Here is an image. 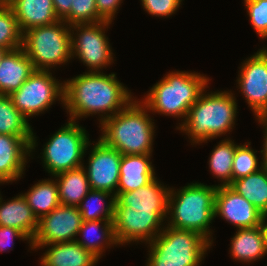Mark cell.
I'll return each instance as SVG.
<instances>
[{
	"instance_id": "cell-1",
	"label": "cell",
	"mask_w": 267,
	"mask_h": 266,
	"mask_svg": "<svg viewBox=\"0 0 267 266\" xmlns=\"http://www.w3.org/2000/svg\"><path fill=\"white\" fill-rule=\"evenodd\" d=\"M115 73L85 72L64 81V107L71 121L99 115V124L124 109L133 99L131 91ZM106 115V116H105Z\"/></svg>"
},
{
	"instance_id": "cell-2",
	"label": "cell",
	"mask_w": 267,
	"mask_h": 266,
	"mask_svg": "<svg viewBox=\"0 0 267 266\" xmlns=\"http://www.w3.org/2000/svg\"><path fill=\"white\" fill-rule=\"evenodd\" d=\"M237 102L231 91L207 92L204 90L188 110L185 121L176 126L186 134L192 145L207 143L235 127Z\"/></svg>"
},
{
	"instance_id": "cell-3",
	"label": "cell",
	"mask_w": 267,
	"mask_h": 266,
	"mask_svg": "<svg viewBox=\"0 0 267 266\" xmlns=\"http://www.w3.org/2000/svg\"><path fill=\"white\" fill-rule=\"evenodd\" d=\"M148 112L141 101L133 99L124 109L99 124L102 131L99 139L122 155L152 154L155 122Z\"/></svg>"
},
{
	"instance_id": "cell-4",
	"label": "cell",
	"mask_w": 267,
	"mask_h": 266,
	"mask_svg": "<svg viewBox=\"0 0 267 266\" xmlns=\"http://www.w3.org/2000/svg\"><path fill=\"white\" fill-rule=\"evenodd\" d=\"M216 191L217 185L201 182L188 183L177 192L170 188L165 225L198 232L213 244V230L209 226L215 219Z\"/></svg>"
},
{
	"instance_id": "cell-5",
	"label": "cell",
	"mask_w": 267,
	"mask_h": 266,
	"mask_svg": "<svg viewBox=\"0 0 267 266\" xmlns=\"http://www.w3.org/2000/svg\"><path fill=\"white\" fill-rule=\"evenodd\" d=\"M210 79L203 74L188 71H171L154 84L140 101L150 113L183 118L208 87Z\"/></svg>"
},
{
	"instance_id": "cell-6",
	"label": "cell",
	"mask_w": 267,
	"mask_h": 266,
	"mask_svg": "<svg viewBox=\"0 0 267 266\" xmlns=\"http://www.w3.org/2000/svg\"><path fill=\"white\" fill-rule=\"evenodd\" d=\"M211 246L198 232L167 225L148 243L146 266H199Z\"/></svg>"
},
{
	"instance_id": "cell-7",
	"label": "cell",
	"mask_w": 267,
	"mask_h": 266,
	"mask_svg": "<svg viewBox=\"0 0 267 266\" xmlns=\"http://www.w3.org/2000/svg\"><path fill=\"white\" fill-rule=\"evenodd\" d=\"M22 48L35 70L51 71L72 59L71 30L64 20L23 33Z\"/></svg>"
},
{
	"instance_id": "cell-8",
	"label": "cell",
	"mask_w": 267,
	"mask_h": 266,
	"mask_svg": "<svg viewBox=\"0 0 267 266\" xmlns=\"http://www.w3.org/2000/svg\"><path fill=\"white\" fill-rule=\"evenodd\" d=\"M83 126L78 121L63 125L43 146L41 156L44 168L53 176L82 167L85 153L92 143Z\"/></svg>"
},
{
	"instance_id": "cell-9",
	"label": "cell",
	"mask_w": 267,
	"mask_h": 266,
	"mask_svg": "<svg viewBox=\"0 0 267 266\" xmlns=\"http://www.w3.org/2000/svg\"><path fill=\"white\" fill-rule=\"evenodd\" d=\"M111 23L104 20L70 26L72 59L78 57L86 64L88 72H101L114 63L112 47L105 34Z\"/></svg>"
},
{
	"instance_id": "cell-10",
	"label": "cell",
	"mask_w": 267,
	"mask_h": 266,
	"mask_svg": "<svg viewBox=\"0 0 267 266\" xmlns=\"http://www.w3.org/2000/svg\"><path fill=\"white\" fill-rule=\"evenodd\" d=\"M9 96L17 110L28 119L47 111L55 100L64 104V82H59L50 71L35 70Z\"/></svg>"
},
{
	"instance_id": "cell-11",
	"label": "cell",
	"mask_w": 267,
	"mask_h": 266,
	"mask_svg": "<svg viewBox=\"0 0 267 266\" xmlns=\"http://www.w3.org/2000/svg\"><path fill=\"white\" fill-rule=\"evenodd\" d=\"M166 218L167 212H141L131 211L129 207H115L113 227L118 246L133 242L148 244L162 232Z\"/></svg>"
},
{
	"instance_id": "cell-12",
	"label": "cell",
	"mask_w": 267,
	"mask_h": 266,
	"mask_svg": "<svg viewBox=\"0 0 267 266\" xmlns=\"http://www.w3.org/2000/svg\"><path fill=\"white\" fill-rule=\"evenodd\" d=\"M237 84L255 117L267 114V47L246 58L239 67Z\"/></svg>"
},
{
	"instance_id": "cell-13",
	"label": "cell",
	"mask_w": 267,
	"mask_h": 266,
	"mask_svg": "<svg viewBox=\"0 0 267 266\" xmlns=\"http://www.w3.org/2000/svg\"><path fill=\"white\" fill-rule=\"evenodd\" d=\"M82 222L78 207L60 204L38 220V228L31 241L32 250L41 245L75 241Z\"/></svg>"
},
{
	"instance_id": "cell-14",
	"label": "cell",
	"mask_w": 267,
	"mask_h": 266,
	"mask_svg": "<svg viewBox=\"0 0 267 266\" xmlns=\"http://www.w3.org/2000/svg\"><path fill=\"white\" fill-rule=\"evenodd\" d=\"M98 141V142H97ZM90 150L86 171L92 190L117 193L120 179V162L122 154L98 139Z\"/></svg>"
},
{
	"instance_id": "cell-15",
	"label": "cell",
	"mask_w": 267,
	"mask_h": 266,
	"mask_svg": "<svg viewBox=\"0 0 267 266\" xmlns=\"http://www.w3.org/2000/svg\"><path fill=\"white\" fill-rule=\"evenodd\" d=\"M222 217L236 229L260 226L264 214L246 198L228 186H217L215 218Z\"/></svg>"
},
{
	"instance_id": "cell-16",
	"label": "cell",
	"mask_w": 267,
	"mask_h": 266,
	"mask_svg": "<svg viewBox=\"0 0 267 266\" xmlns=\"http://www.w3.org/2000/svg\"><path fill=\"white\" fill-rule=\"evenodd\" d=\"M170 187L157 177L143 187L130 192H117L115 207H129L131 211L167 212Z\"/></svg>"
},
{
	"instance_id": "cell-17",
	"label": "cell",
	"mask_w": 267,
	"mask_h": 266,
	"mask_svg": "<svg viewBox=\"0 0 267 266\" xmlns=\"http://www.w3.org/2000/svg\"><path fill=\"white\" fill-rule=\"evenodd\" d=\"M30 156V145L23 138L0 134V180L7 184L22 178Z\"/></svg>"
},
{
	"instance_id": "cell-18",
	"label": "cell",
	"mask_w": 267,
	"mask_h": 266,
	"mask_svg": "<svg viewBox=\"0 0 267 266\" xmlns=\"http://www.w3.org/2000/svg\"><path fill=\"white\" fill-rule=\"evenodd\" d=\"M5 3L13 10L22 34L59 21L52 0H6Z\"/></svg>"
},
{
	"instance_id": "cell-19",
	"label": "cell",
	"mask_w": 267,
	"mask_h": 266,
	"mask_svg": "<svg viewBox=\"0 0 267 266\" xmlns=\"http://www.w3.org/2000/svg\"><path fill=\"white\" fill-rule=\"evenodd\" d=\"M35 71L22 47L7 51L0 61V94L11 95Z\"/></svg>"
},
{
	"instance_id": "cell-20",
	"label": "cell",
	"mask_w": 267,
	"mask_h": 266,
	"mask_svg": "<svg viewBox=\"0 0 267 266\" xmlns=\"http://www.w3.org/2000/svg\"><path fill=\"white\" fill-rule=\"evenodd\" d=\"M152 154L122 155L117 192H130L143 187L156 178Z\"/></svg>"
},
{
	"instance_id": "cell-21",
	"label": "cell",
	"mask_w": 267,
	"mask_h": 266,
	"mask_svg": "<svg viewBox=\"0 0 267 266\" xmlns=\"http://www.w3.org/2000/svg\"><path fill=\"white\" fill-rule=\"evenodd\" d=\"M40 261L45 266H96L99 259L76 241L41 245L45 249Z\"/></svg>"
},
{
	"instance_id": "cell-22",
	"label": "cell",
	"mask_w": 267,
	"mask_h": 266,
	"mask_svg": "<svg viewBox=\"0 0 267 266\" xmlns=\"http://www.w3.org/2000/svg\"><path fill=\"white\" fill-rule=\"evenodd\" d=\"M0 226L14 227L32 241L38 228V219L22 193L7 202L0 195Z\"/></svg>"
},
{
	"instance_id": "cell-23",
	"label": "cell",
	"mask_w": 267,
	"mask_h": 266,
	"mask_svg": "<svg viewBox=\"0 0 267 266\" xmlns=\"http://www.w3.org/2000/svg\"><path fill=\"white\" fill-rule=\"evenodd\" d=\"M230 256L235 261L251 263L267 255L262 226L237 229L231 238Z\"/></svg>"
},
{
	"instance_id": "cell-24",
	"label": "cell",
	"mask_w": 267,
	"mask_h": 266,
	"mask_svg": "<svg viewBox=\"0 0 267 266\" xmlns=\"http://www.w3.org/2000/svg\"><path fill=\"white\" fill-rule=\"evenodd\" d=\"M0 134L23 138L30 145V155L38 145L29 119L17 110L9 95L3 94H0Z\"/></svg>"
},
{
	"instance_id": "cell-25",
	"label": "cell",
	"mask_w": 267,
	"mask_h": 266,
	"mask_svg": "<svg viewBox=\"0 0 267 266\" xmlns=\"http://www.w3.org/2000/svg\"><path fill=\"white\" fill-rule=\"evenodd\" d=\"M80 234L84 239L76 238L75 241L98 259L103 256L105 248L118 245L114 235L113 220L83 221L78 232V235ZM93 234L97 238H92Z\"/></svg>"
},
{
	"instance_id": "cell-26",
	"label": "cell",
	"mask_w": 267,
	"mask_h": 266,
	"mask_svg": "<svg viewBox=\"0 0 267 266\" xmlns=\"http://www.w3.org/2000/svg\"><path fill=\"white\" fill-rule=\"evenodd\" d=\"M58 185L61 205L78 207L91 190L85 169L82 167L53 176Z\"/></svg>"
},
{
	"instance_id": "cell-27",
	"label": "cell",
	"mask_w": 267,
	"mask_h": 266,
	"mask_svg": "<svg viewBox=\"0 0 267 266\" xmlns=\"http://www.w3.org/2000/svg\"><path fill=\"white\" fill-rule=\"evenodd\" d=\"M229 186L267 215V166L234 180Z\"/></svg>"
},
{
	"instance_id": "cell-28",
	"label": "cell",
	"mask_w": 267,
	"mask_h": 266,
	"mask_svg": "<svg viewBox=\"0 0 267 266\" xmlns=\"http://www.w3.org/2000/svg\"><path fill=\"white\" fill-rule=\"evenodd\" d=\"M22 195L38 220L60 205L58 185L54 177L39 180Z\"/></svg>"
},
{
	"instance_id": "cell-29",
	"label": "cell",
	"mask_w": 267,
	"mask_h": 266,
	"mask_svg": "<svg viewBox=\"0 0 267 266\" xmlns=\"http://www.w3.org/2000/svg\"><path fill=\"white\" fill-rule=\"evenodd\" d=\"M78 209L82 215L83 221L113 220L115 210V195L109 192L91 189L82 199Z\"/></svg>"
},
{
	"instance_id": "cell-30",
	"label": "cell",
	"mask_w": 267,
	"mask_h": 266,
	"mask_svg": "<svg viewBox=\"0 0 267 266\" xmlns=\"http://www.w3.org/2000/svg\"><path fill=\"white\" fill-rule=\"evenodd\" d=\"M235 143L234 140L225 138L210 154L208 161L210 171L221 182L217 186H228L232 183V163L237 147Z\"/></svg>"
},
{
	"instance_id": "cell-31",
	"label": "cell",
	"mask_w": 267,
	"mask_h": 266,
	"mask_svg": "<svg viewBox=\"0 0 267 266\" xmlns=\"http://www.w3.org/2000/svg\"><path fill=\"white\" fill-rule=\"evenodd\" d=\"M22 36L13 10L2 2L0 4V48L10 51L22 47Z\"/></svg>"
},
{
	"instance_id": "cell-32",
	"label": "cell",
	"mask_w": 267,
	"mask_h": 266,
	"mask_svg": "<svg viewBox=\"0 0 267 266\" xmlns=\"http://www.w3.org/2000/svg\"><path fill=\"white\" fill-rule=\"evenodd\" d=\"M251 142L239 144L234 153V160L232 163V182L236 179L245 177L254 172H257L264 167L262 161L258 162L257 153L252 147Z\"/></svg>"
},
{
	"instance_id": "cell-33",
	"label": "cell",
	"mask_w": 267,
	"mask_h": 266,
	"mask_svg": "<svg viewBox=\"0 0 267 266\" xmlns=\"http://www.w3.org/2000/svg\"><path fill=\"white\" fill-rule=\"evenodd\" d=\"M63 20L70 26L104 21L97 12L96 0H72L71 11Z\"/></svg>"
},
{
	"instance_id": "cell-34",
	"label": "cell",
	"mask_w": 267,
	"mask_h": 266,
	"mask_svg": "<svg viewBox=\"0 0 267 266\" xmlns=\"http://www.w3.org/2000/svg\"><path fill=\"white\" fill-rule=\"evenodd\" d=\"M247 15L256 34L267 39V0H243Z\"/></svg>"
},
{
	"instance_id": "cell-35",
	"label": "cell",
	"mask_w": 267,
	"mask_h": 266,
	"mask_svg": "<svg viewBox=\"0 0 267 266\" xmlns=\"http://www.w3.org/2000/svg\"><path fill=\"white\" fill-rule=\"evenodd\" d=\"M143 9L151 16L169 17L179 10L183 0H140Z\"/></svg>"
},
{
	"instance_id": "cell-36",
	"label": "cell",
	"mask_w": 267,
	"mask_h": 266,
	"mask_svg": "<svg viewBox=\"0 0 267 266\" xmlns=\"http://www.w3.org/2000/svg\"><path fill=\"white\" fill-rule=\"evenodd\" d=\"M14 238L28 241L32 250L31 240L22 231L14 227L0 226V252H6L7 249L9 250L11 246H14Z\"/></svg>"
},
{
	"instance_id": "cell-37",
	"label": "cell",
	"mask_w": 267,
	"mask_h": 266,
	"mask_svg": "<svg viewBox=\"0 0 267 266\" xmlns=\"http://www.w3.org/2000/svg\"><path fill=\"white\" fill-rule=\"evenodd\" d=\"M123 0H96L98 14L105 20L113 22Z\"/></svg>"
},
{
	"instance_id": "cell-38",
	"label": "cell",
	"mask_w": 267,
	"mask_h": 266,
	"mask_svg": "<svg viewBox=\"0 0 267 266\" xmlns=\"http://www.w3.org/2000/svg\"><path fill=\"white\" fill-rule=\"evenodd\" d=\"M59 20H63L71 11L72 0H52Z\"/></svg>"
},
{
	"instance_id": "cell-39",
	"label": "cell",
	"mask_w": 267,
	"mask_h": 266,
	"mask_svg": "<svg viewBox=\"0 0 267 266\" xmlns=\"http://www.w3.org/2000/svg\"><path fill=\"white\" fill-rule=\"evenodd\" d=\"M256 120H258L257 122H259L258 124L261 125V127L263 126L264 130L263 149L260 151V153L262 155L261 161L263 162L264 166H267V114L257 116Z\"/></svg>"
},
{
	"instance_id": "cell-40",
	"label": "cell",
	"mask_w": 267,
	"mask_h": 266,
	"mask_svg": "<svg viewBox=\"0 0 267 266\" xmlns=\"http://www.w3.org/2000/svg\"><path fill=\"white\" fill-rule=\"evenodd\" d=\"M266 220H267V215H264L261 226H262V228L264 230L265 243H266V252H267V222H266Z\"/></svg>"
},
{
	"instance_id": "cell-41",
	"label": "cell",
	"mask_w": 267,
	"mask_h": 266,
	"mask_svg": "<svg viewBox=\"0 0 267 266\" xmlns=\"http://www.w3.org/2000/svg\"><path fill=\"white\" fill-rule=\"evenodd\" d=\"M7 51V49L0 48V61Z\"/></svg>"
}]
</instances>
